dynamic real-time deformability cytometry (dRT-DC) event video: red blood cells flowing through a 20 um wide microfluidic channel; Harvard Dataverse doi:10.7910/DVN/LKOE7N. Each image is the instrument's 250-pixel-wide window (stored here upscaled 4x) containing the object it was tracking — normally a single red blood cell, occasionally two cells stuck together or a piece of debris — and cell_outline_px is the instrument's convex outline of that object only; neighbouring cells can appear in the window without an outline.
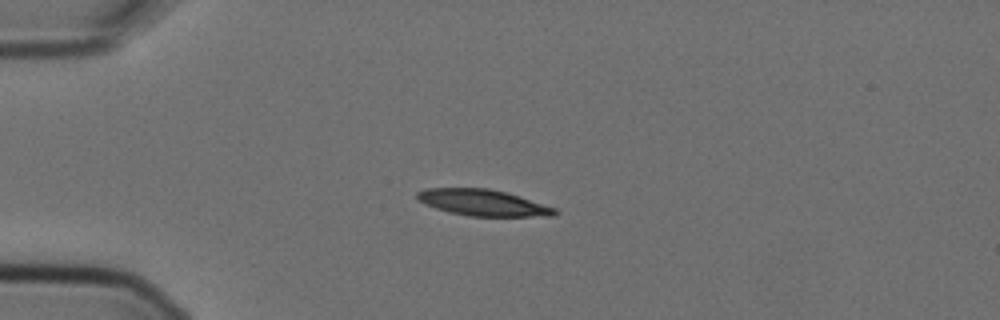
{"species": "Egyptian fruit bat (a non-hibernating species)", "species_latin": "Rousettus aegyptiacus", "temperature_condition": "cold", "stored_images_in_passage": 4, "camera_frame_rate_fps": 3000, "um_per_image_px": 0.085, "animal": {"sex": "female"}, "frame": {"image": 1, "passage_image": 4, "time_ms": 1.0, "image_size_px": [1000, 320], "cell_outline_px": [[560, 212], [556, 216], [468, 216], [448, 212], [424, 204], [416, 200], [416, 192], [424, 188], [488, 188], [504, 192], [556, 208]], "centroid_in_image_um": [41.0, 17.23], "position_along_channel_um": 44.0, "area_um2": 21.1}}